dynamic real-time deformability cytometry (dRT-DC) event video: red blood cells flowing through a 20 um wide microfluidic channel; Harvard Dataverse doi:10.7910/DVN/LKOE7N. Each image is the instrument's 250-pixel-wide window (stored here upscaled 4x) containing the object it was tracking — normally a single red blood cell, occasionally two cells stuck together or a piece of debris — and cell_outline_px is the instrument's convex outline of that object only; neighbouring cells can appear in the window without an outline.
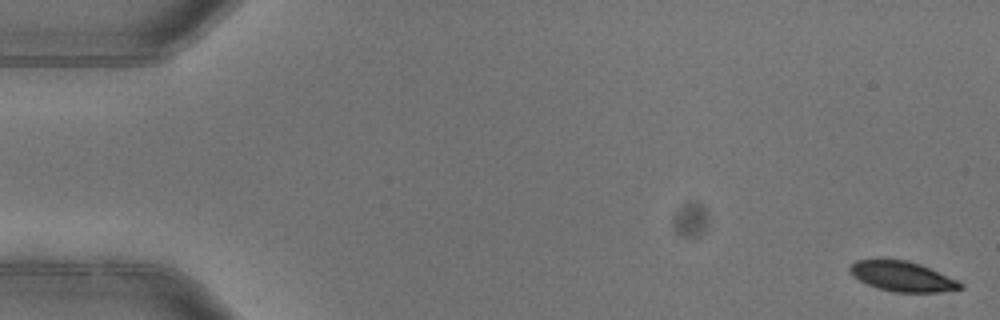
{"species": "common noctule bat (a hibernating species)", "species_latin": "Nyctalus noctula", "temperature_condition": "warm", "stored_images_in_passage": 5, "camera_frame_rate_fps": 3000, "um_per_image_px": 0.085, "animal": {"sex": "female"}, "frame": {"image": 1, "passage_image": 1, "time_ms": 0.0, "image_size_px": [1000, 320], "cell_outline_px": [[964, 288], [940, 292], [892, 292], [876, 288], [852, 276], [848, 272], [848, 268], [856, 260], [880, 256], [908, 260], [932, 268], [960, 280], [964, 284]], "centroid_in_image_um": [76.68, 23.45], "position_along_channel_um": 8.3, "area_um2": 20.35}}
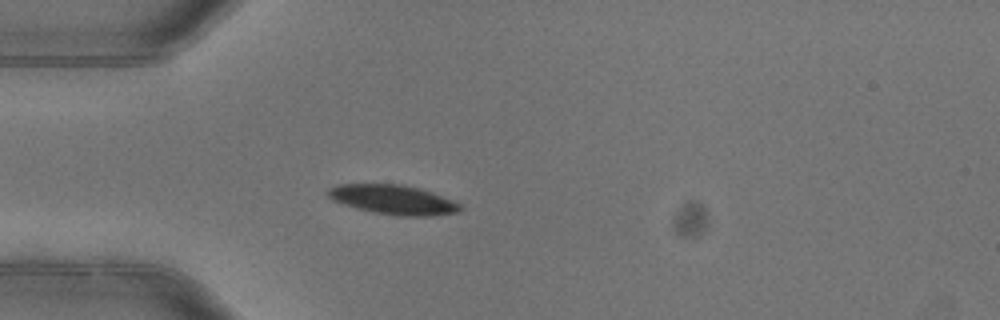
{"frame": {"image": 2, "passage_image": 5, "time_ms": 1.333, "image_size_px": [1000, 320], "cell_outline_px": [[464, 208], [460, 212], [432, 216], [400, 216], [372, 212], [356, 208], [332, 200], [328, 196], [328, 188], [336, 184], [404, 184], [420, 188], [432, 192], [452, 200], [460, 204]], "centroid_in_image_um": [33.44, 16.97], "position_along_channel_um": 51.6, "area_um2": 22.89}}